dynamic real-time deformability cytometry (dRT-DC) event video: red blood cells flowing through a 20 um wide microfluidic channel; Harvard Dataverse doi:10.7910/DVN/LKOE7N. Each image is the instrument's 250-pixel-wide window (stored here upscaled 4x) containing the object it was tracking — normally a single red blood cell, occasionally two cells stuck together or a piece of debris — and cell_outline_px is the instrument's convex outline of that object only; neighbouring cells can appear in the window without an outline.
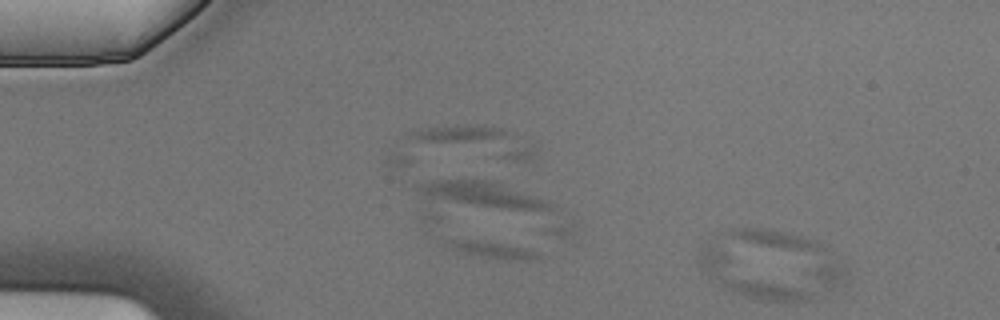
{"species": "Egyptian fruit bat (a non-hibernating species)", "species_latin": "Rousettus aegyptiacus", "temperature_condition": "cold", "stored_images_in_passage": 3, "camera_frame_rate_fps": 3000, "um_per_image_px": 0.085, "animal": {"sex": "male"}, "frame": {"image": 1, "passage_image": 1, "time_ms": 0.0, "image_size_px": [1000, 320], "cell_outline_px": [[812, 300], [796, 304], [760, 300], [744, 296], [732, 292], [724, 288], [700, 268], [696, 256], [700, 244], [708, 240], [808, 292], [812, 296]], "centroid_in_image_um": [63.48, 23.52], "position_along_channel_um": 21.5, "area_um2": 24.04}}